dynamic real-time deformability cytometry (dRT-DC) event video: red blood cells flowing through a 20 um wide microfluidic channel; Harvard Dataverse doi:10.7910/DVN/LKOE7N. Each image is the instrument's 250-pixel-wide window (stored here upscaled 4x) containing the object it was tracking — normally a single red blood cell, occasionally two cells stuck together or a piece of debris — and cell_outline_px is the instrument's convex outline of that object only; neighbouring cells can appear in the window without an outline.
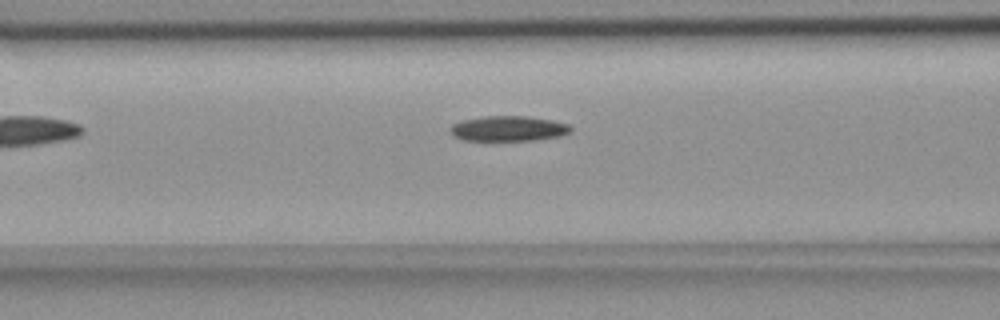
{"species": "common noctule bat (a hibernating species)", "species_latin": "Nyctalus noctula", "temperature_condition": "room temperature", "stored_images_in_passage": 20, "camera_frame_rate_fps": 3000, "um_per_image_px": 0.085, "animal": {"sex": "female", "body_mass_g": 18.4}, "frame": {"image": 1, "passage_image": 6, "time_ms": 1.667, "image_size_px": [1000, 320], "cell_outline_px": [[572, 132], [560, 136], [536, 140], [464, 140], [452, 136], [448, 128], [452, 124], [460, 120], [484, 116], [528, 116], [552, 120], [568, 124], [572, 128]], "centroid_in_image_um": [43.19, 10.92], "position_along_channel_um": 123.4, "area_um2": 17.92}}
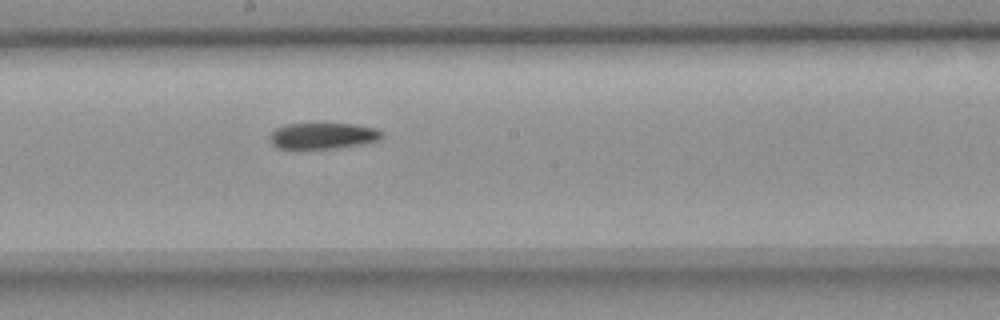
{"frame": {"image": 2, "passage_image": 14, "time_ms": 4.333, "image_size_px": [1000, 320], "cell_outline_px": [[384, 136], [380, 140], [360, 144], [332, 148], [280, 148], [272, 144], [268, 140], [268, 136], [276, 128], [284, 124], [320, 120], [356, 124], [376, 128], [384, 132]], "centroid_in_image_um": [27.44, 11.47], "position_along_channel_um": 220.8, "area_um2": 18.09}}
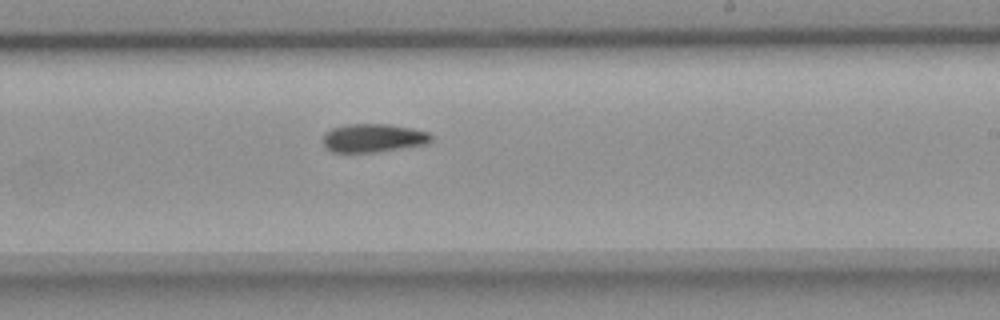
{"frame": {"image": 3, "passage_image": 17, "time_ms": 5.333, "image_size_px": [1000, 320], "cell_outline_px": [[432, 140], [428, 144], [376, 152], [332, 152], [324, 148], [324, 136], [332, 128], [348, 124], [388, 124], [412, 128], [428, 132], [432, 136]], "centroid_in_image_um": [31.75, 11.73], "position_along_channel_um": 257.2, "area_um2": 17.92}}